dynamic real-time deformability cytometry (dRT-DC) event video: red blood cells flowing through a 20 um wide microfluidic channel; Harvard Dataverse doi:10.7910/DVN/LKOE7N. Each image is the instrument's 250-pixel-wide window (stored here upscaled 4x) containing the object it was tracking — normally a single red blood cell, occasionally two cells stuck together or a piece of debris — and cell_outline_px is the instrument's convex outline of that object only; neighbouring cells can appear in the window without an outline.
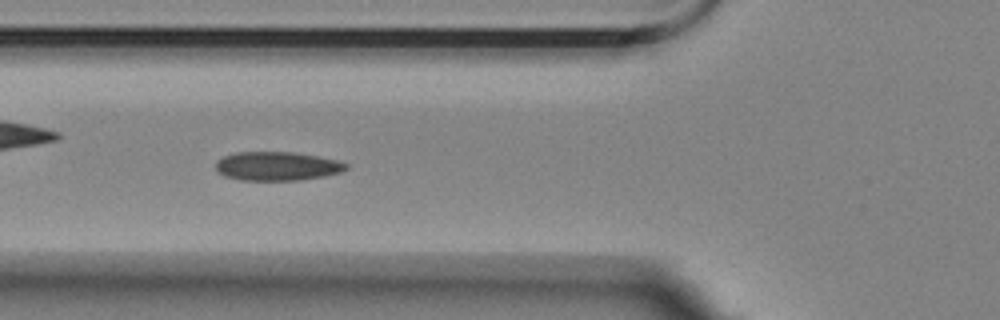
{"species": "Egyptian fruit bat (a non-hibernating species)", "species_latin": "Rousettus aegyptiacus", "temperature_condition": "room temperature", "stored_images_in_passage": 25, "camera_frame_rate_fps": 3000, "um_per_image_px": 0.085, "animal": {"sex": "female"}, "frame": {"image": 1, "passage_image": 5, "time_ms": 1.333, "image_size_px": [1000, 320], "cell_outline_px": [[348, 168], [340, 172], [324, 176], [300, 180], [240, 180], [224, 176], [216, 168], [216, 160], [224, 156], [236, 152], [292, 152], [316, 156], [336, 160], [348, 164]], "centroid_in_image_um": [23.54, 14.12], "position_along_channel_um": 102.3, "area_um2": 21.79}}
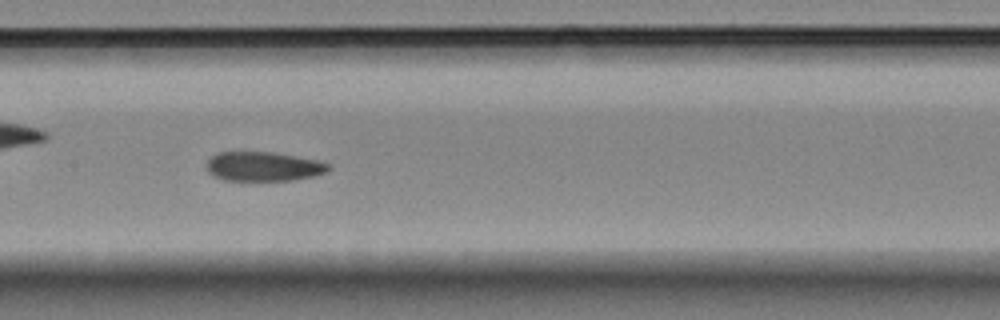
{"frame": {"image": 2, "passage_image": 12, "time_ms": 3.667, "image_size_px": [1000, 320], "cell_outline_px": [[332, 168], [328, 172], [312, 176], [292, 180], [224, 180], [208, 172], [208, 160], [216, 152], [272, 152], [316, 160], [328, 164]], "centroid_in_image_um": [22.4, 14.15], "position_along_channel_um": 185.0, "area_um2": 20.58}}
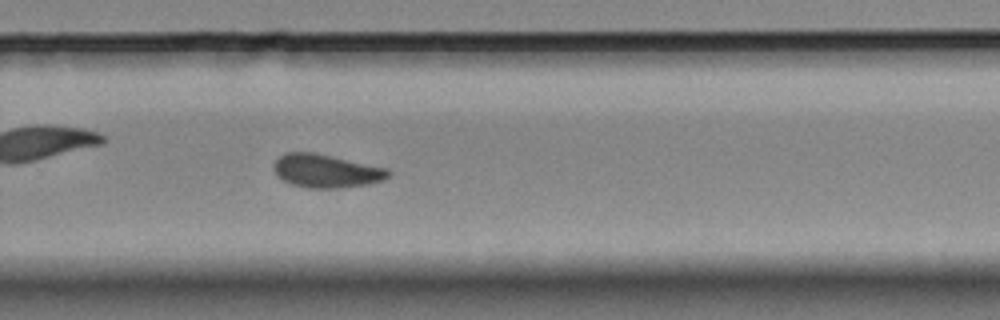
{"frame": {"image": 3, "passage_image": 22, "time_ms": 7.0, "image_size_px": [1000, 320], "cell_outline_px": [[392, 172], [384, 180], [368, 184], [332, 188], [308, 188], [292, 184], [276, 176], [276, 160], [284, 152], [316, 152], [388, 168]], "centroid_in_image_um": [27.76, 14.52], "position_along_channel_um": 302.0, "area_um2": 22.2}}